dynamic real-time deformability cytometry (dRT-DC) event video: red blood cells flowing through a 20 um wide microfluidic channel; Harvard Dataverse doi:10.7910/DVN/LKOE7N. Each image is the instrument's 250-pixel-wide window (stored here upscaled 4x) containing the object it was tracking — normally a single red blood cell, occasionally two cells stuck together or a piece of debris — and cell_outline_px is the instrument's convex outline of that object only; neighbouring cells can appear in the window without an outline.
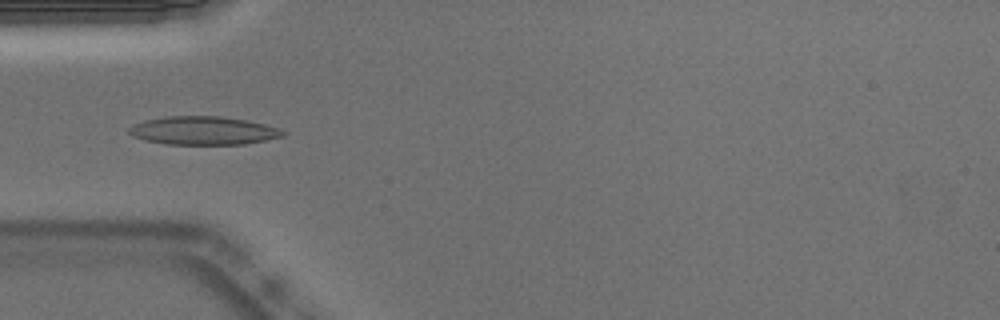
{"species": "Egyptian fruit bat (a non-hibernating species)", "species_latin": "Rousettus aegyptiacus", "temperature_condition": "warm", "stored_images_in_passage": 12, "camera_frame_rate_fps": 3000, "um_per_image_px": 0.085, "animal": {"sex": "male"}, "frame": {"image": 1, "passage_image": 3, "time_ms": 0.667, "image_size_px": [1000, 320], "cell_outline_px": [[284, 136], [244, 144], [164, 144], [144, 140], [132, 136], [128, 132], [128, 128], [132, 124], [148, 120], [168, 116], [220, 116], [248, 120], [264, 124], [276, 128], [284, 132]], "centroid_in_image_um": [17.23, 11.1], "position_along_channel_um": 67.8, "area_um2": 25.26}}